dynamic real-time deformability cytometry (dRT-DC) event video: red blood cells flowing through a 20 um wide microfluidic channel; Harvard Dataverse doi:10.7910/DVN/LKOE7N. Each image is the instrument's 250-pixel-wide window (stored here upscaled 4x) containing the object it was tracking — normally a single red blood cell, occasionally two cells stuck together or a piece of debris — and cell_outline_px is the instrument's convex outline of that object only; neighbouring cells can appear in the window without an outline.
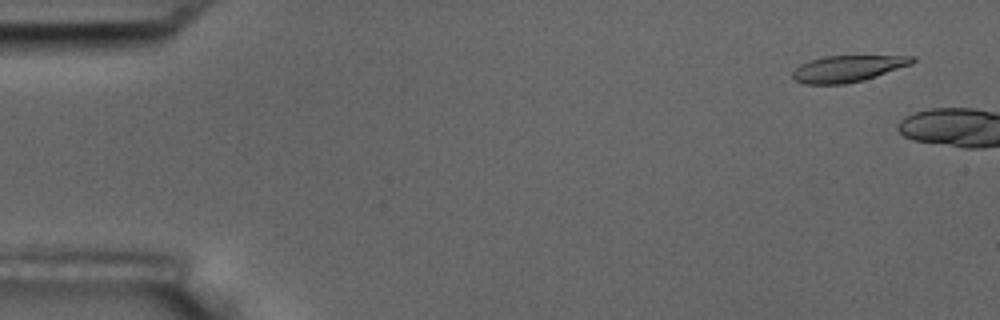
{"species": "common noctule bat (a hibernating species)", "species_latin": "Nyctalus noctula", "temperature_condition": "room temperature", "stored_images_in_passage": 2, "camera_frame_rate_fps": 3000, "um_per_image_px": 0.085, "animal": {"sex": "male", "body_mass_g": 17.5, "forearm_length_mm": 52.3}, "frame": {"image": 1, "passage_image": 1, "time_ms": 0.0, "image_size_px": [1000, 320], "cell_outline_px": [[916, 60], [912, 64], [864, 80], [844, 84], [804, 84], [796, 80], [792, 76], [792, 72], [800, 64], [824, 56], [916, 56]], "centroid_in_image_um": [72.06, 5.83], "position_along_channel_um": 12.9, "area_um2": 18.32}}